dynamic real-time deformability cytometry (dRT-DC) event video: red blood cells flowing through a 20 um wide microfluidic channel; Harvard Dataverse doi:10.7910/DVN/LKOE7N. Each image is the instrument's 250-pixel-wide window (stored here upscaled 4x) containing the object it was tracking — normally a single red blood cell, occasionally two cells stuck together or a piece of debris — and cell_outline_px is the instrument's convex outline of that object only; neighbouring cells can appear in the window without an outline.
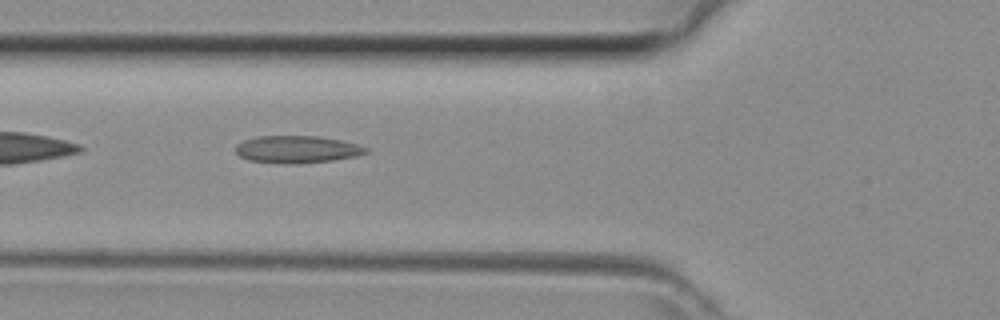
{"species": "common noctule bat (a hibernating species)", "species_latin": "Nyctalus noctula", "temperature_condition": "room temperature", "stored_images_in_passage": 31, "camera_frame_rate_fps": 3000, "um_per_image_px": 0.085, "animal": {"sex": "female", "body_mass_g": 29.2, "forearm_length_mm": 56.3}, "frame": {"image": 1, "passage_image": 4, "time_ms": 1.0, "image_size_px": [1000, 320], "cell_outline_px": [[368, 152], [356, 156], [332, 160], [292, 164], [248, 160], [240, 156], [236, 152], [236, 144], [244, 140], [256, 136], [316, 136], [340, 140], [356, 144], [368, 148]], "centroid_in_image_um": [25.22, 12.69], "position_along_channel_um": 100.6, "area_um2": 20.52}}
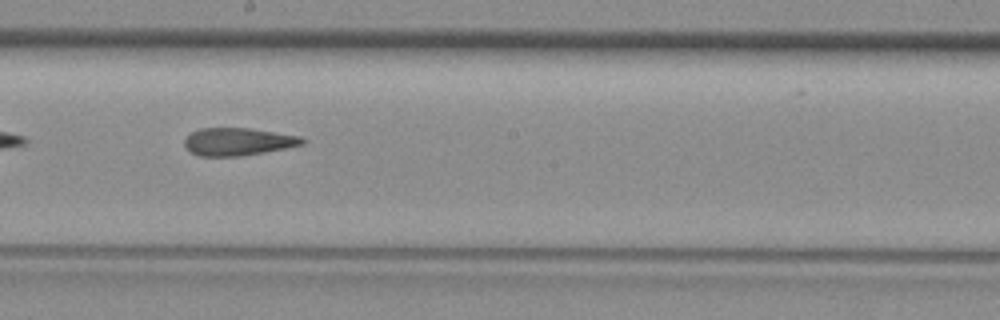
{"frame": {"image": 2, "passage_image": 12, "time_ms": 3.667, "image_size_px": [1000, 320], "cell_outline_px": [[308, 140], [304, 144], [264, 152], [240, 156], [200, 156], [192, 152], [184, 144], [184, 140], [192, 132], [200, 128], [248, 128], [300, 136]], "centroid_in_image_um": [20.25, 12.04], "position_along_channel_um": 228.0, "area_um2": 18.79}}
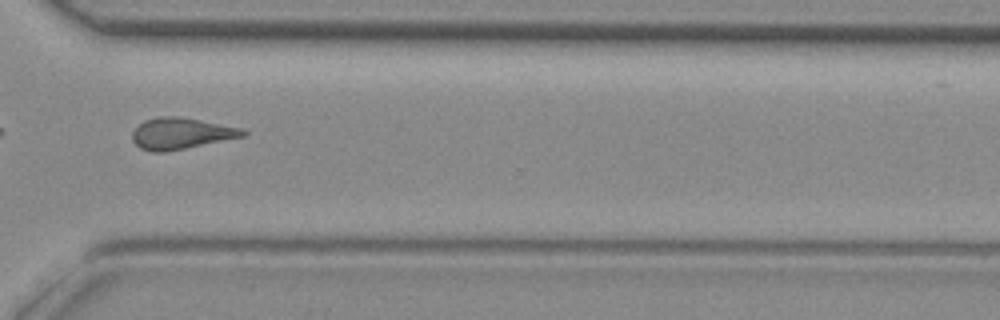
{"frame": {"image": 3, "passage_image": 20, "time_ms": 6.333, "image_size_px": [1000, 320], "cell_outline_px": [[248, 132], [244, 136], [164, 152], [152, 152], [140, 148], [132, 140], [132, 132], [144, 120], [160, 116], [176, 116], [200, 120], [244, 128]], "centroid_in_image_um": [15.38, 11.34], "position_along_channel_um": 355.2, "area_um2": 20.0}}